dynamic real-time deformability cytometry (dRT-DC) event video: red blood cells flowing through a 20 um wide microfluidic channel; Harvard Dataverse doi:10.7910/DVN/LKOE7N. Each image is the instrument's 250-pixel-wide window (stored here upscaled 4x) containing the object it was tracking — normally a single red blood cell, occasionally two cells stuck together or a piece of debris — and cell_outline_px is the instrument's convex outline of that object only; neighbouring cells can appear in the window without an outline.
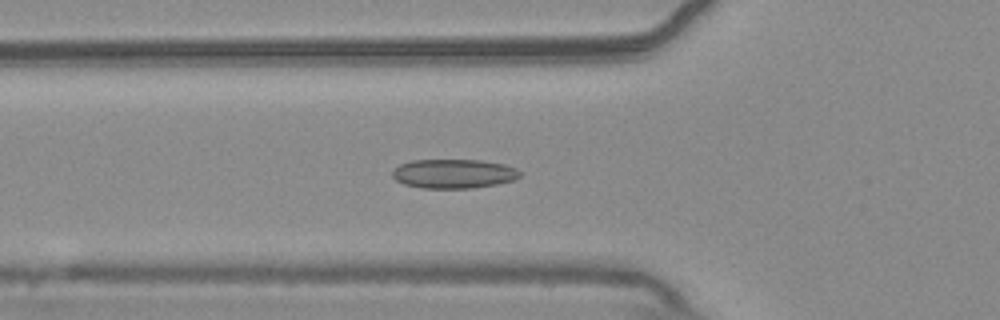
{"species": "common noctule bat (a hibernating species)", "species_latin": "Nyctalus noctula", "temperature_condition": "warm", "stored_images_in_passage": 51, "camera_frame_rate_fps": 3000, "um_per_image_px": 0.085, "animal": {"sex": "male", "body_mass_g": 20.4}, "frame": {"image": 1, "passage_image": 16, "time_ms": 5.0, "image_size_px": [1000, 320], "cell_outline_px": [[520, 176], [512, 180], [496, 184], [472, 188], [420, 188], [404, 184], [396, 180], [392, 176], [392, 172], [400, 164], [412, 160], [480, 160], [504, 164], [516, 168], [520, 172]], "centroid_in_image_um": [38.54, 14.76], "position_along_channel_um": 87.3, "area_um2": 21.62}}
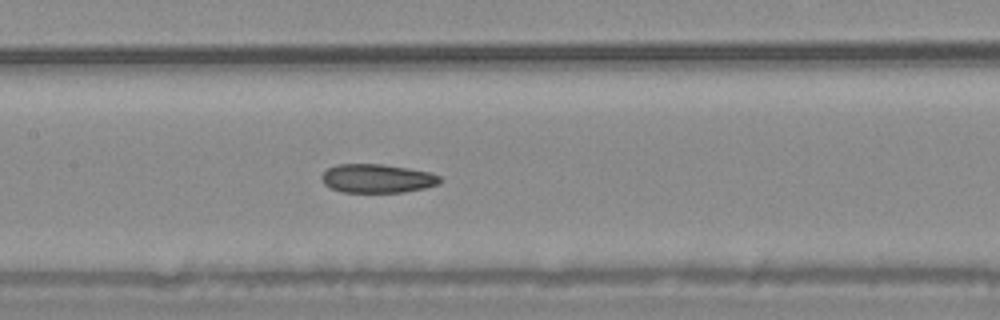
{"frame": {"image": 2, "passage_image": 23, "time_ms": 7.333, "image_size_px": [1000, 320], "cell_outline_px": [[444, 180], [440, 184], [424, 188], [404, 192], [344, 192], [332, 188], [324, 184], [320, 176], [328, 168], [336, 164], [384, 164], [408, 168], [428, 172], [440, 176]], "centroid_in_image_um": [32.08, 15.16], "position_along_channel_um": 175.3, "area_um2": 19.88}}
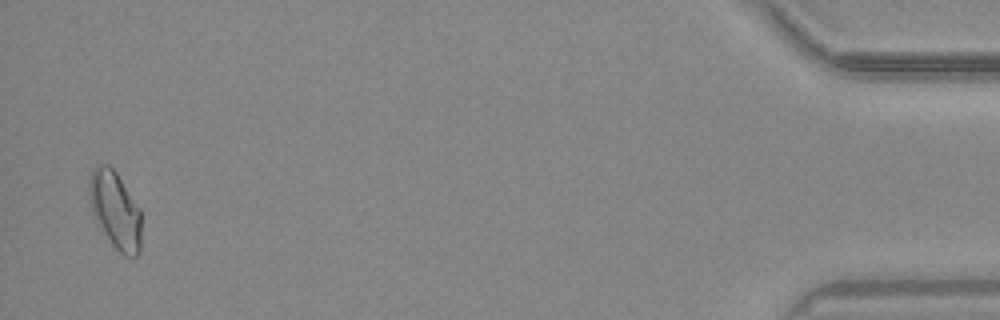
{"frame": {"image": 3, "passage_image": 50, "time_ms": 16.333, "image_size_px": [1000, 320], "cell_outline_px": [[140, 252], [136, 256], [124, 256], [112, 244], [96, 224], [92, 212], [88, 192], [88, 184], [92, 168], [100, 164], [108, 164], [116, 172], [140, 208]], "centroid_in_image_um": [9.77, 17.84], "position_along_channel_um": 425.4, "area_um2": 23.58}, "authors_computed_cell_mechanics": {"area_um2": 20.9236, "velocity_mm_per_s": 3.7399, "shape_relaxation_time_tau1_ms": null, "shape_relaxation_time_tau2_ms": 5.8058, "deformation_change_tau1": null, "deformation_change_tau2": 0.1215}}